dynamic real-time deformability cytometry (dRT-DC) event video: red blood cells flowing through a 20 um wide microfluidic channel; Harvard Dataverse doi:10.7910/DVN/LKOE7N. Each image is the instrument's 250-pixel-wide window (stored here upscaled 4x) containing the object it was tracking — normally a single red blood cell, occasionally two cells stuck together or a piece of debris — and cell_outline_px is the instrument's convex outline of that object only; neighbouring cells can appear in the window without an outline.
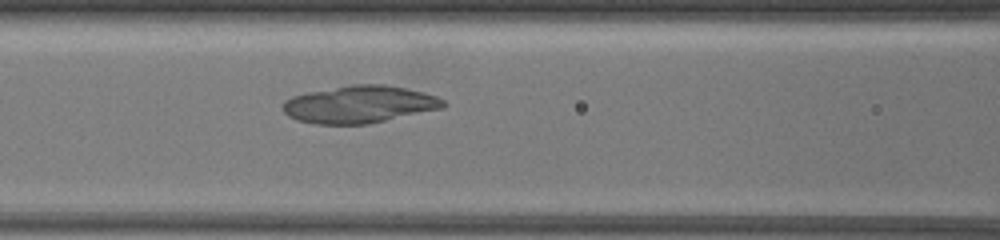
{"species": "common noctule bat (a hibernating species)", "species_latin": "Nyctalus noctula", "temperature_condition": "warm", "stored_images_in_passage": 29, "camera_frame_rate_fps": 3000, "um_per_image_px": 0.085, "animal": {"sex": "female", "body_mass_g": 19.5, "forearm_length_mm": 54.1}, "frame": {"image": 1, "passage_image": 6, "time_ms": 2.0, "image_size_px": [1000, 240], "cell_outline_px": [[448, 104], [444, 108], [368, 124], [316, 124], [296, 120], [288, 116], [280, 108], [284, 100], [292, 96], [308, 92], [348, 84], [388, 84], [424, 92], [436, 96], [444, 100]], "centroid_in_image_um": [30.55, 8.86], "position_along_channel_um": 136.1, "area_um2": 35.37}}
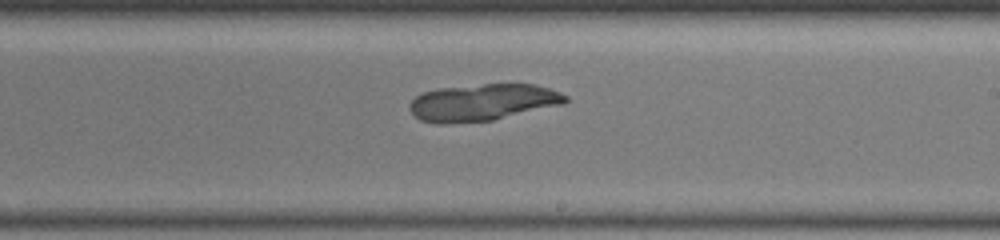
{"frame": {"image": 2, "passage_image": 12, "time_ms": 4.667, "image_size_px": [1000, 240], "cell_outline_px": [[568, 100], [564, 104], [492, 120], [444, 124], [436, 124], [420, 120], [408, 108], [408, 104], [416, 96], [424, 92], [436, 88], [484, 84], [536, 84], [560, 92], [568, 96]], "centroid_in_image_um": [41.01, 8.7], "position_along_channel_um": 248.0, "area_um2": 33.58}}
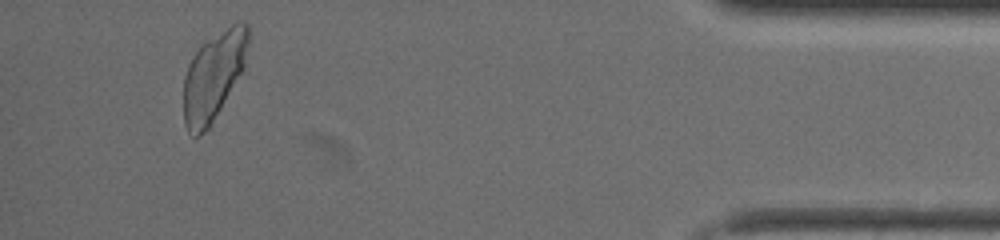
{"frame": {"image": 3, "passage_image": 27, "time_ms": 10.0, "image_size_px": [1000, 240], "cell_outline_px": [[248, 44], [244, 68], [208, 128], [196, 140], [188, 132], [184, 124], [184, 76], [188, 64], [192, 56], [208, 40], [236, 20], [244, 20], [248, 24]], "centroid_in_image_um": [18.15, 6.45], "position_along_channel_um": 417.1, "area_um2": 33.12}}